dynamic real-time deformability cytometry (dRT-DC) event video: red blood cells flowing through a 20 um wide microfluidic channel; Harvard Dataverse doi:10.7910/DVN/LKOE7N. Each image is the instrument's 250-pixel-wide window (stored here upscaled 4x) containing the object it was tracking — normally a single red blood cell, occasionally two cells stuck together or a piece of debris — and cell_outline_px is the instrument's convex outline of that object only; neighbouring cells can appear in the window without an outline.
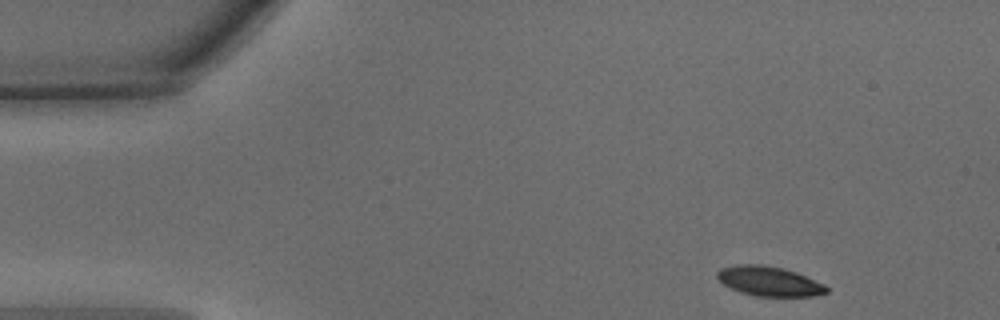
{"species": "common noctule bat (a hibernating species)", "species_latin": "Nyctalus noctula", "temperature_condition": "warm", "stored_images_in_passage": 36, "camera_frame_rate_fps": 3000, "um_per_image_px": 0.085, "animal": {"sex": "male", "body_mass_g": 15.6}, "frame": {"image": 1, "passage_image": 1, "time_ms": 0.0, "image_size_px": [1000, 320], "cell_outline_px": [[828, 292], [812, 296], [756, 296], [740, 292], [724, 284], [716, 276], [716, 272], [720, 268], [736, 264], [760, 264], [784, 268], [796, 272], [824, 284], [828, 288]], "centroid_in_image_um": [65.36, 23.89], "position_along_channel_um": 19.6, "area_um2": 18.84}}
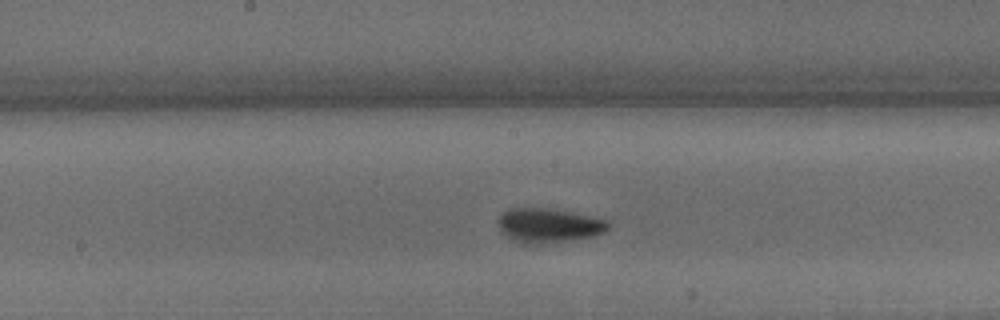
{"frame": {"image": 2, "passage_image": 20, "time_ms": 6.333, "image_size_px": [1000, 320], "cell_outline_px": [[608, 228], [604, 232], [596, 236], [572, 240], [540, 244], [520, 244], [500, 232], [496, 224], [496, 220], [508, 208], [548, 208], [568, 212], [604, 220], [608, 224]], "centroid_in_image_um": [46.54, 19.18], "position_along_channel_um": 201.7, "area_um2": 22.02}}
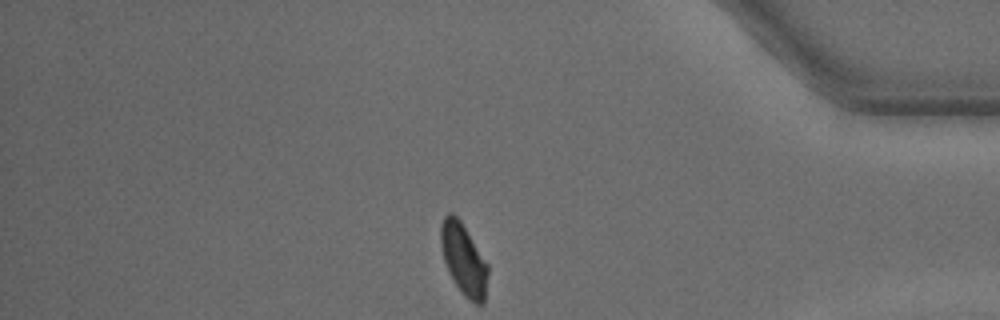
{"frame": {"image": 3, "passage_image": 36, "time_ms": 11.667, "image_size_px": [1000, 320], "cell_outline_px": [[488, 272], [484, 304], [476, 304], [468, 300], [460, 292], [448, 272], [444, 260], [440, 244], [440, 224], [444, 216], [448, 212], [452, 212], [460, 220], [488, 264]], "centroid_in_image_um": [39.39, 22.05], "position_along_channel_um": 395.8, "area_um2": 19.77}, "authors_computed_cell_mechanics": {"area_um2": 20.23, "velocity_mm_per_s": 4.2338, "shape_relaxation_time_tau1_ms": 2.3364, "shape_relaxation_time_tau2_ms": 2.2293, "deformation_change_tau1": 0.1133, "deformation_change_tau2": 0.0632}}